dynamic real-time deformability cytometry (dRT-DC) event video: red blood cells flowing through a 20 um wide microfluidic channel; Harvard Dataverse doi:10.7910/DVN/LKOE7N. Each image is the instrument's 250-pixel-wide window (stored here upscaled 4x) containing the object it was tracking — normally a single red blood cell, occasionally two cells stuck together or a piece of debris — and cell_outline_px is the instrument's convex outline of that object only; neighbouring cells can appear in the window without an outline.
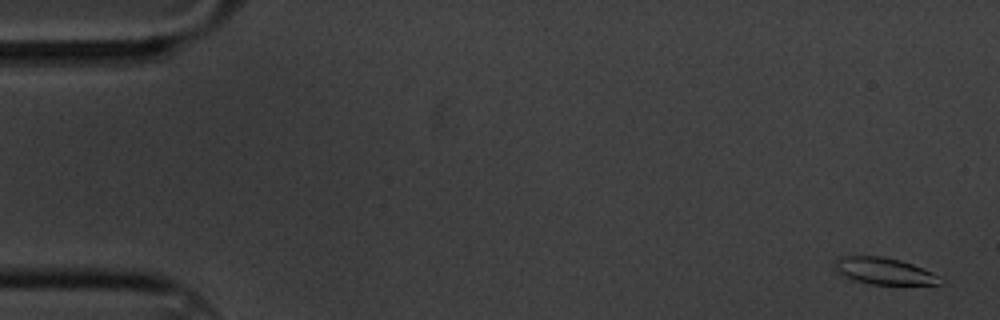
{"species": "common noctule bat (a hibernating species)", "species_latin": "Nyctalus noctula", "temperature_condition": "cold", "stored_images_in_passage": 61, "camera_frame_rate_fps": 3000, "um_per_image_px": 0.085, "animal": {"sex": "male", "body_mass_g": 20.1, "forearm_length_mm": 53.5}, "frame": {"image": 1, "passage_image": 2, "time_ms": 0.333, "image_size_px": [1000, 320], "cell_outline_px": [[940, 284], [872, 284], [852, 280], [840, 272], [836, 268], [836, 256], [880, 256], [900, 260], [912, 264], [932, 272], [940, 276]], "centroid_in_image_um": [75.14, 23.03], "position_along_channel_um": 9.9, "area_um2": 16.07}}
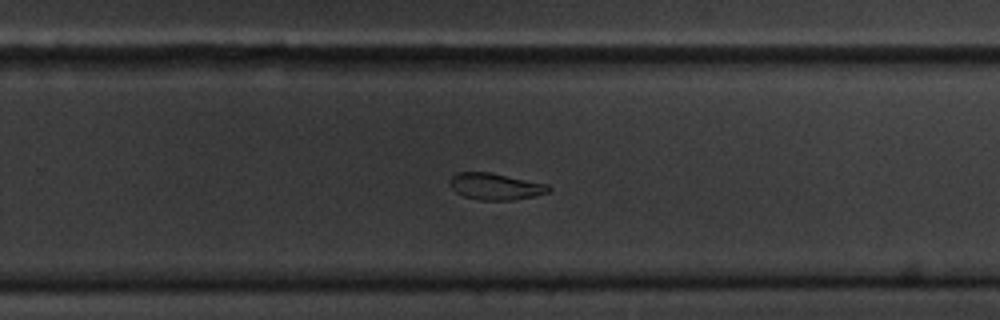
{"frame": {"image": 2, "passage_image": 39, "time_ms": 12.667, "image_size_px": [1000, 320], "cell_outline_px": [[552, 188], [548, 192], [532, 196], [512, 200], [480, 200], [464, 196], [456, 192], [448, 184], [448, 180], [456, 172], [492, 172], [548, 184]], "centroid_in_image_um": [42.08, 15.83], "position_along_channel_um": 287.7, "area_um2": 15.43}}
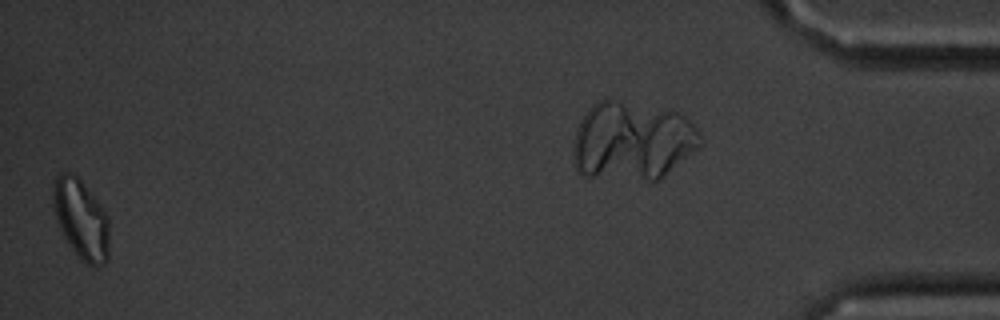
{"frame": {"image": 3, "passage_image": 60, "time_ms": 19.667, "image_size_px": [1000, 320], "cell_outline_px": [[108, 260], [104, 264], [96, 268], [80, 260], [64, 236], [60, 228], [52, 204], [52, 184], [56, 176], [64, 172], [72, 172], [80, 180], [104, 208], [108, 216]], "centroid_in_image_um": [6.89, 18.63], "position_along_channel_um": 428.3, "area_um2": 26.18}, "authors_computed_cell_mechanics": {"area_um2": 16.7042, "velocity_mm_per_s": 3.3103, "shape_relaxation_time_tau1_ms": 4.7877, "shape_relaxation_time_tau2_ms": null, "deformation_change_tau1": 0.1225, "deformation_change_tau2": null}}